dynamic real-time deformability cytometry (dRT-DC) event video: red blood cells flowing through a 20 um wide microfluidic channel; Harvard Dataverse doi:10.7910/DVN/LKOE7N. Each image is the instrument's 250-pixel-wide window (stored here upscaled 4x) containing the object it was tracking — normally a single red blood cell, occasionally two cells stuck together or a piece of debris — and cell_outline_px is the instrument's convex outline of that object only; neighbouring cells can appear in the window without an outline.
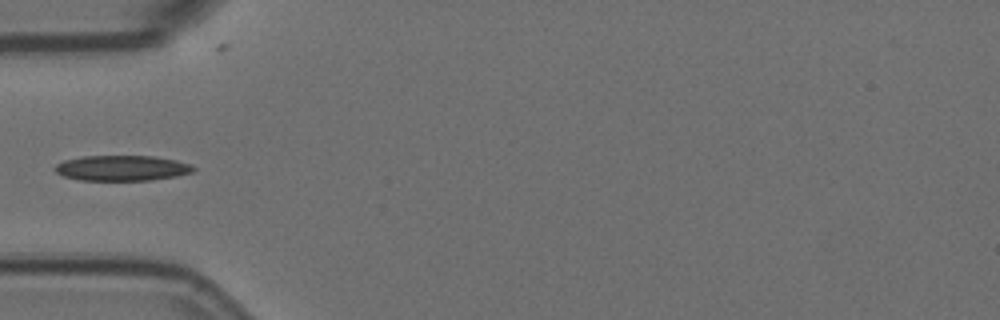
{"species": "Egyptian fruit bat (a non-hibernating species)", "species_latin": "Rousettus aegyptiacus", "temperature_condition": "room temperature", "stored_images_in_passage": 6, "camera_frame_rate_fps": 3000, "um_per_image_px": 0.085, "animal": {"sex": "female"}, "frame": {"image": 1, "passage_image": 5, "time_ms": 1.333, "image_size_px": [1000, 320], "cell_outline_px": [[196, 168], [192, 172], [176, 176], [152, 180], [80, 180], [64, 176], [56, 172], [52, 168], [56, 164], [64, 160], [80, 156], [152, 156], [176, 160], [188, 164]], "centroid_in_image_um": [10.32, 14.28], "position_along_channel_um": 74.7, "area_um2": 20.46}}